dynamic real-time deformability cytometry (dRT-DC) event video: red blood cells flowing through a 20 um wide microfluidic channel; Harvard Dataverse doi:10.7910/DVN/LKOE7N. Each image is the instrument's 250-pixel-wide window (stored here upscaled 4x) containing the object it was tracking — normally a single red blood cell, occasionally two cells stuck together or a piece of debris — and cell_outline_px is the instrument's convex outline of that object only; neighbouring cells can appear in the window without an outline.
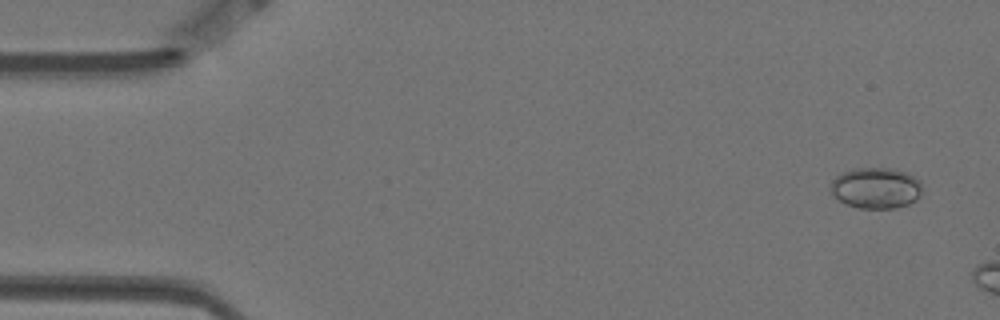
{"species": "Egyptian fruit bat (a non-hibernating species)", "species_latin": "Rousettus aegyptiacus", "temperature_condition": "warm", "stored_images_in_passage": 51, "camera_frame_rate_fps": 3000, "um_per_image_px": 0.085, "animal": {"sex": "female"}, "frame": {"image": 1, "passage_image": 3, "time_ms": 0.667, "image_size_px": [1000, 320], "cell_outline_px": [[920, 196], [916, 200], [908, 204], [896, 208], [860, 208], [844, 204], [828, 192], [828, 188], [832, 180], [836, 176], [844, 172], [856, 168], [896, 168], [908, 172], [920, 180]], "centroid_in_image_um": [74.42, 15.97], "position_along_channel_um": 10.6, "area_um2": 22.25}}
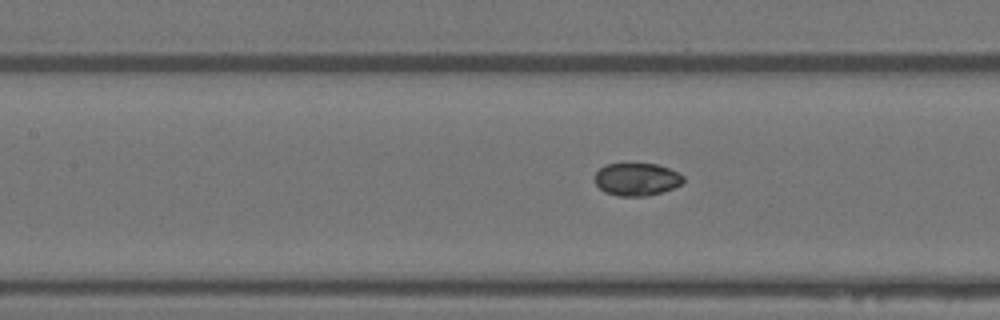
{"frame": {"image": 2, "passage_image": 25, "time_ms": 8.0, "image_size_px": [1000, 320], "cell_outline_px": [[684, 180], [680, 184], [664, 192], [648, 196], [620, 196], [604, 192], [596, 184], [596, 172], [600, 168], [608, 164], [656, 164], [668, 168], [684, 176]], "centroid_in_image_um": [54.13, 15.25], "position_along_channel_um": 153.3, "area_um2": 16.7}}
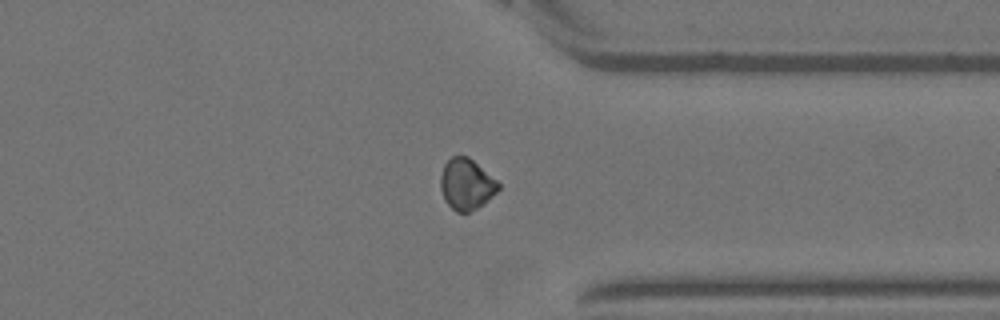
{"frame": {"image": 3, "passage_image": 44, "time_ms": 14.333, "image_size_px": [1000, 320], "cell_outline_px": [[500, 188], [488, 200], [476, 208], [468, 212], [456, 212], [444, 200], [440, 188], [440, 176], [444, 164], [452, 156], [468, 156], [496, 180], [500, 184]], "centroid_in_image_um": [39.62, 15.66], "position_along_channel_um": 371.8, "area_um2": 17.05}, "authors_computed_cell_mechanics": {"area_um2": 17.5712, "velocity_mm_per_s": 3.5206, "shape_relaxation_time_tau1_ms": null, "shape_relaxation_time_tau2_ms": 2.9826, "deformation_change_tau1": null, "deformation_change_tau2": 0.0348}}